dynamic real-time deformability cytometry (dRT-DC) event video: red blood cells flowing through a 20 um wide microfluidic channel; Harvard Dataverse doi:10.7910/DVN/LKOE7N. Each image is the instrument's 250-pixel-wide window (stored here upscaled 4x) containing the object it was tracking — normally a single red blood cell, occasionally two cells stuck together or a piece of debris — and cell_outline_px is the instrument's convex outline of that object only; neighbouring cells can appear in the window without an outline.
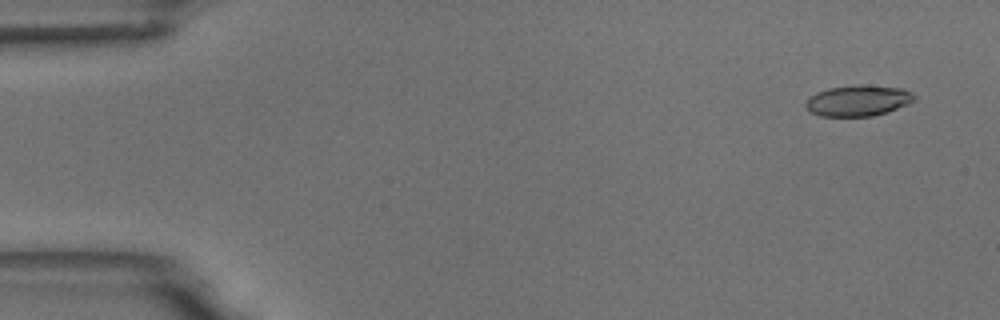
{"species": "common noctule bat (a hibernating species)", "species_latin": "Nyctalus noctula", "temperature_condition": "room temperature", "stored_images_in_passage": 4, "camera_frame_rate_fps": 3000, "um_per_image_px": 0.085, "animal": {"sex": "male", "body_mass_g": 18.8}, "frame": {"image": 1, "passage_image": 1, "time_ms": 0.0, "image_size_px": [1000, 320], "cell_outline_px": [[916, 100], [908, 104], [888, 112], [872, 116], [820, 116], [804, 108], [804, 100], [816, 92], [828, 88], [860, 84], [904, 88], [912, 92], [916, 96]], "centroid_in_image_um": [72.94, 8.54], "position_along_channel_um": 12.1, "area_um2": 19.94}}